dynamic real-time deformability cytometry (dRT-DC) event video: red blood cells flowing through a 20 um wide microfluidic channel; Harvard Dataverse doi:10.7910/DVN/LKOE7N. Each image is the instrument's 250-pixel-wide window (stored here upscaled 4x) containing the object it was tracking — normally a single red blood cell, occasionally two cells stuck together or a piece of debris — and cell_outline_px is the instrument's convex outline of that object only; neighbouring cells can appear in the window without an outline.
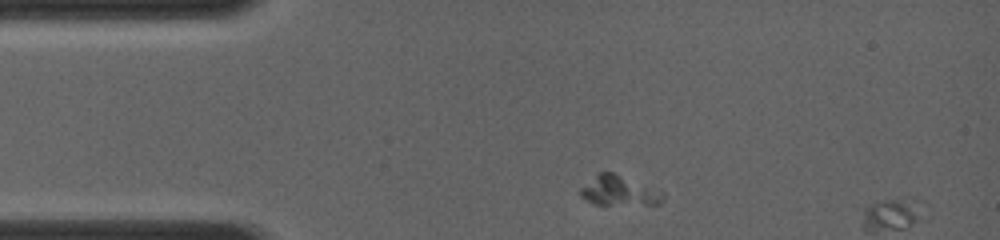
{"species": "common noctule bat (a hibernating species)", "species_latin": "Nyctalus noctula", "temperature_condition": "room temperature", "stored_images_in_passage": 2, "segment_of_instrument_passage": [1, 2], "camera_frame_rate_fps": 4000, "um_per_image_px": 0.085, "animal": {"sex": "female", "body_mass_g": 19.0, "forearm_length_mm": 56.7}, "frame": {"image": 1, "passage_image": 1, "time_ms": 0.0, "image_size_px": [1000, 240], "cell_outline_px": [[664, 200], [660, 204], [596, 204], [580, 196], [580, 188], [600, 172], [612, 172], [664, 196]], "centroid_in_image_um": [52.51, 16.25], "position_along_channel_um": 32.5, "area_um2": 13.24}}